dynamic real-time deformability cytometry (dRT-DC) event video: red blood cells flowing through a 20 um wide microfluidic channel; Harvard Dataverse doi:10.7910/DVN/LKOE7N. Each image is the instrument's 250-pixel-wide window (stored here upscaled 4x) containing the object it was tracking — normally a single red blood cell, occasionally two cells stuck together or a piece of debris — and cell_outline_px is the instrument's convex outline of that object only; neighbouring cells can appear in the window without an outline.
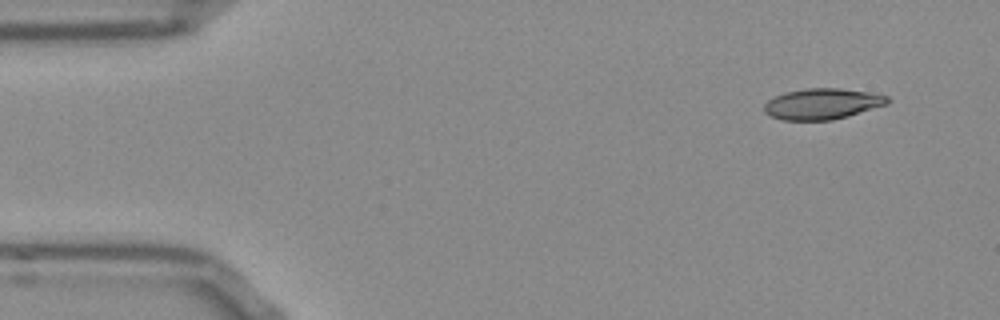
{"species": "Egyptian fruit bat (a non-hibernating species)", "species_latin": "Rousettus aegyptiacus", "temperature_condition": "room temperature", "stored_images_in_passage": 49, "camera_frame_rate_fps": 3000, "um_per_image_px": 0.085, "frame": {"image": 1, "passage_image": 1, "time_ms": 0.0, "image_size_px": [1000, 320], "cell_outline_px": [[892, 100], [888, 104], [848, 116], [832, 120], [780, 120], [764, 112], [764, 104], [768, 100], [784, 92], [804, 88], [840, 88], [872, 92], [888, 96]], "centroid_in_image_um": [69.92, 8.82], "position_along_channel_um": 15.1, "area_um2": 22.43}}
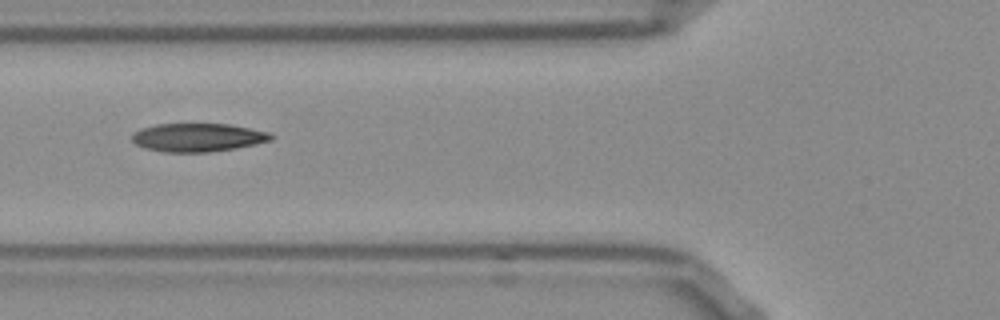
{"frame": {"image": 2, "passage_image": 16, "time_ms": 5.0, "image_size_px": [1000, 320], "cell_outline_px": [[276, 136], [272, 140], [256, 144], [236, 148], [208, 152], [164, 152], [144, 148], [136, 144], [132, 140], [132, 136], [136, 132], [144, 128], [156, 124], [228, 124], [268, 132]], "centroid_in_image_um": [16.85, 11.69], "position_along_channel_um": 109.0, "area_um2": 22.83}}
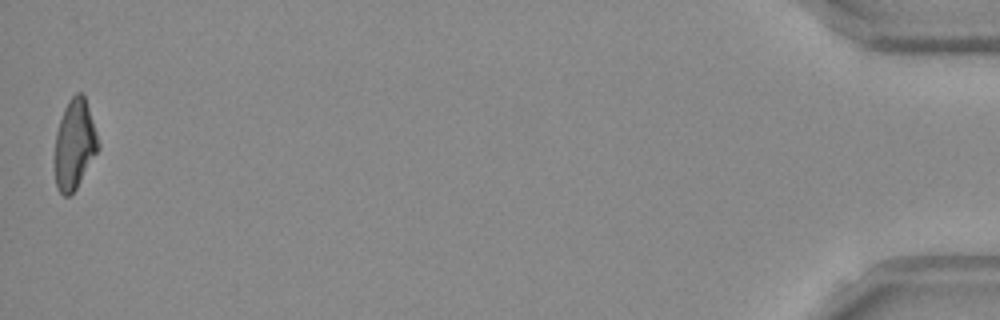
{"frame": {"image": 3, "passage_image": 49, "time_ms": 16.0, "image_size_px": [1000, 320], "cell_outline_px": [[100, 148], [76, 188], [68, 196], [64, 196], [60, 192], [56, 184], [56, 132], [64, 108], [68, 100], [76, 92], [84, 92], [100, 144]], "centroid_in_image_um": [6.37, 12.21], "position_along_channel_um": 428.8, "area_um2": 22.48}, "authors_computed_cell_mechanics": {"area_um2": 23.12, "velocity_mm_per_s": 3.816, "shape_relaxation_time_tau1_ms": 7.6358, "shape_relaxation_time_tau2_ms": 2.3152, "deformation_change_tau1": 0.2305, "deformation_change_tau2": 0.1021}}